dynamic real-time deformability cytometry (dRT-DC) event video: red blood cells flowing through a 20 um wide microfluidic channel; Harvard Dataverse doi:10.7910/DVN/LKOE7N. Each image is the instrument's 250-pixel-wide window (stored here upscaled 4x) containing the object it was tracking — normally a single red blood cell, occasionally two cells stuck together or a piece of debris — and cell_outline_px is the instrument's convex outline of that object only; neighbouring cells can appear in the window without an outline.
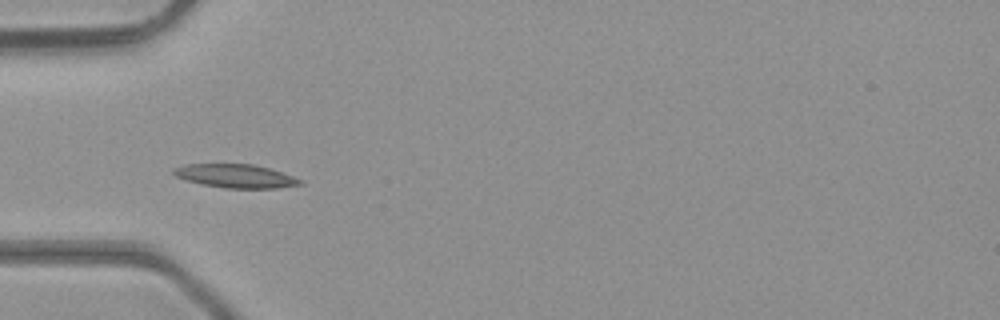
{"species": "common noctule bat (a hibernating species)", "species_latin": "Nyctalus noctula", "temperature_condition": "room temperature", "stored_images_in_passage": 3, "camera_frame_rate_fps": 3000, "um_per_image_px": 0.085, "animal": {"sex": "male", "body_mass_g": 23.1, "forearm_length_mm": 52.7}, "frame": {"image": 1, "passage_image": 1, "time_ms": 0.0, "image_size_px": [1000, 320], "cell_outline_px": [[304, 184], [276, 188], [224, 188], [200, 184], [176, 176], [172, 172], [172, 168], [184, 164], [252, 164], [268, 168], [304, 180]], "centroid_in_image_um": [20.02, 14.96], "position_along_channel_um": 65.0, "area_um2": 17.34}}
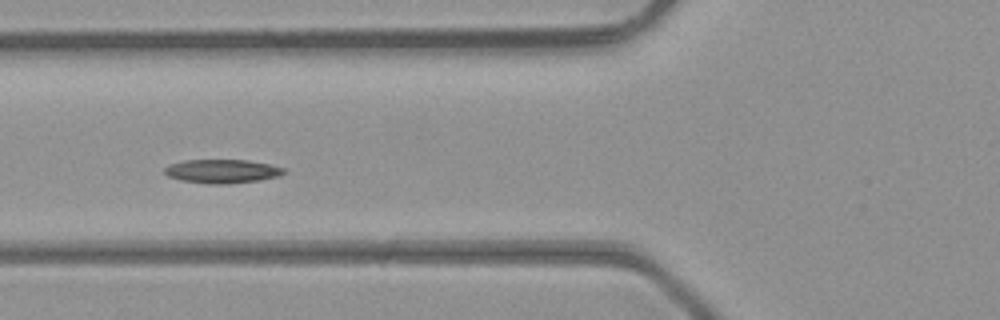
{"frame": {"image": 2, "passage_image": 2, "time_ms": 0.333, "image_size_px": [1000, 320], "cell_outline_px": [[288, 172], [280, 176], [260, 180], [228, 184], [212, 184], [180, 180], [168, 176], [164, 172], [164, 168], [168, 164], [184, 160], [248, 160], [268, 164], [284, 168]], "centroid_in_image_um": [18.89, 14.55], "position_along_channel_um": 106.9, "area_um2": 16.65}}
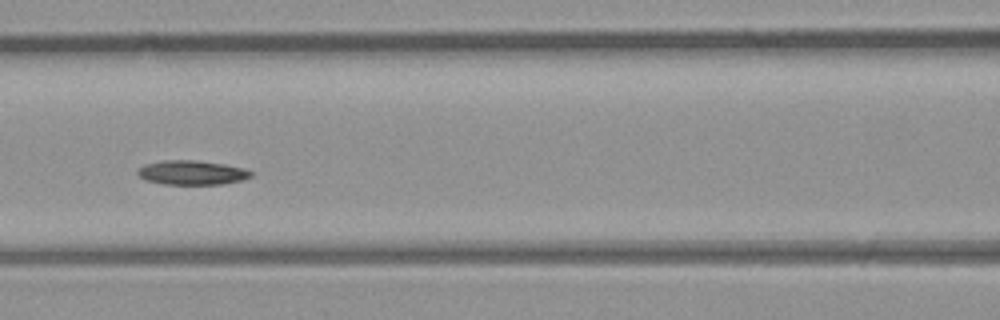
{"frame": {"image": 3, "passage_image": 3, "time_ms": 0.667, "image_size_px": [1000, 320], "cell_outline_px": [[252, 176], [240, 180], [220, 184], [164, 184], [144, 180], [136, 172], [144, 164], [164, 160], [196, 160], [224, 164], [244, 168], [252, 172]], "centroid_in_image_um": [16.28, 14.66], "position_along_channel_um": 150.3, "area_um2": 15.95}}